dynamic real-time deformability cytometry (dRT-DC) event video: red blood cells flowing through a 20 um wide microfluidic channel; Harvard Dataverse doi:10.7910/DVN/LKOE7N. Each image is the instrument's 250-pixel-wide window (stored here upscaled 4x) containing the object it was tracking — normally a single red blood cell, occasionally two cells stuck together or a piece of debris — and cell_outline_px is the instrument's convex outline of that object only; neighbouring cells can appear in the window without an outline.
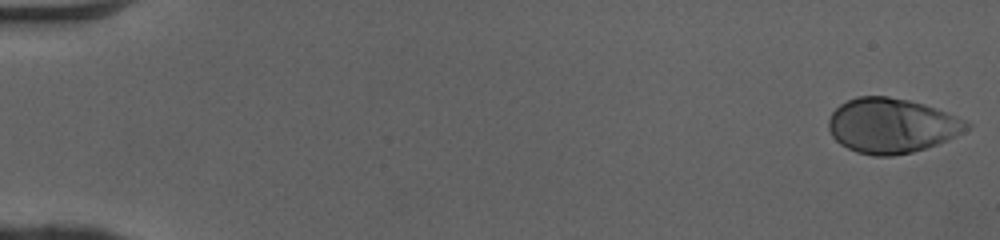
{"species": "human", "species_latin": "Homo sapiens", "temperature_condition": "cold", "stored_images_in_passage": 50, "camera_frame_rate_fps": 3000, "um_per_image_px": 0.085, "donor": {"sex": "female"}, "frame": {"image": 1, "passage_image": 1, "time_ms": 0.0, "image_size_px": [1000, 240], "cell_outline_px": [[972, 124], [968, 128], [948, 140], [912, 152], [892, 156], [872, 156], [856, 152], [840, 144], [832, 136], [828, 128], [828, 120], [832, 112], [840, 104], [856, 96], [888, 96], [908, 100], [924, 104], [964, 120]], "centroid_in_image_um": [75.74, 10.68], "position_along_channel_um": 9.3, "area_um2": 43.87}}
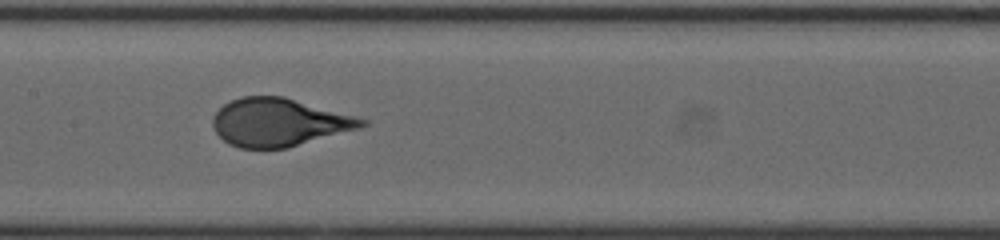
{"frame": {"image": 2, "passage_image": 26, "time_ms": 8.333, "image_size_px": [1000, 240], "cell_outline_px": [[368, 124], [360, 128], [288, 148], [240, 148], [228, 144], [216, 132], [212, 124], [212, 116], [224, 104], [232, 100], [244, 96], [284, 96], [368, 120]], "centroid_in_image_um": [23.7, 10.4], "position_along_channel_um": 183.7, "area_um2": 41.5}}
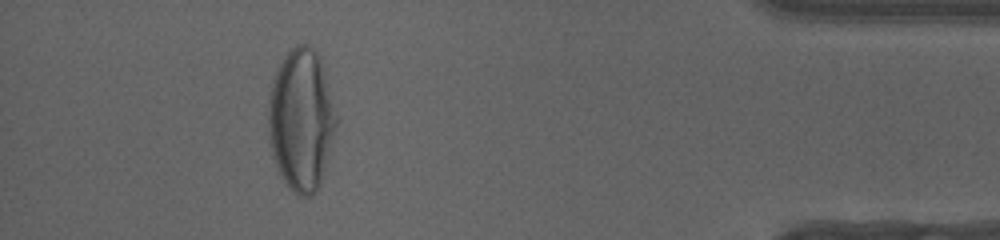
{"frame": {"image": 3, "passage_image": 46, "time_ms": 15.0, "image_size_px": [1000, 240], "cell_outline_px": [[340, 120], [320, 184], [316, 192], [312, 196], [300, 196], [288, 188], [276, 168], [268, 144], [268, 100], [272, 76], [288, 52], [296, 44], [308, 44], [316, 48], [320, 56]], "centroid_in_image_um": [25.62, 10.17], "position_along_channel_um": 409.6, "area_um2": 57.68}}